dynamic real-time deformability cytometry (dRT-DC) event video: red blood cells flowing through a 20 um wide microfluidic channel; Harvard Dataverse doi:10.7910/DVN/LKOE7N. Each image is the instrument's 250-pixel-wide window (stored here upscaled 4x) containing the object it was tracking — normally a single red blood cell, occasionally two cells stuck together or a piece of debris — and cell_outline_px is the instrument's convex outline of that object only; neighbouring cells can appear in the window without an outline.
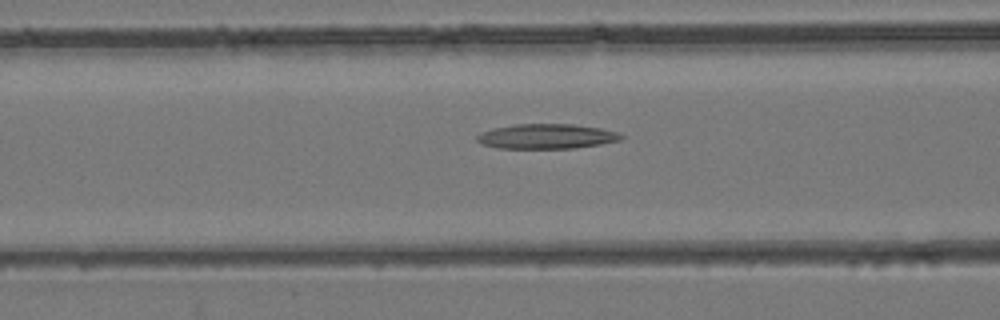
{"species": "common noctule bat (a hibernating species)", "species_latin": "Nyctalus noctula", "temperature_condition": "room temperature", "stored_images_in_passage": 44, "camera_frame_rate_fps": 3000, "um_per_image_px": 0.085, "animal": {"sex": "female", "body_mass_g": 24.6, "forearm_length_mm": 56.2}, "frame": {"image": 1, "passage_image": 18, "time_ms": 5.667, "image_size_px": [1000, 320], "cell_outline_px": [[624, 136], [620, 140], [600, 144], [572, 148], [500, 148], [484, 144], [476, 140], [476, 136], [480, 132], [492, 128], [516, 124], [572, 124], [600, 128], [616, 132]], "centroid_in_image_um": [46.43, 11.58], "position_along_channel_um": 120.2, "area_um2": 20.69}}
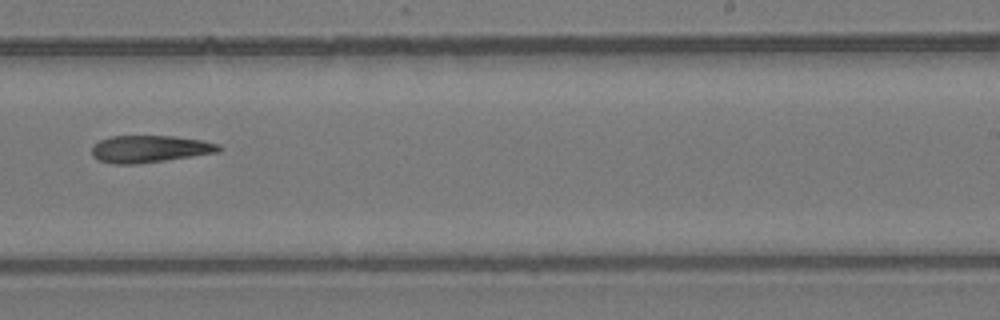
{"frame": {"image": 2, "passage_image": 28, "time_ms": 9.0, "image_size_px": [1000, 320], "cell_outline_px": [[220, 152], [136, 164], [112, 164], [100, 160], [92, 156], [92, 148], [100, 140], [108, 136], [172, 136], [200, 140], [220, 144]], "centroid_in_image_um": [12.71, 12.66], "position_along_channel_um": 276.3, "area_um2": 19.88}}
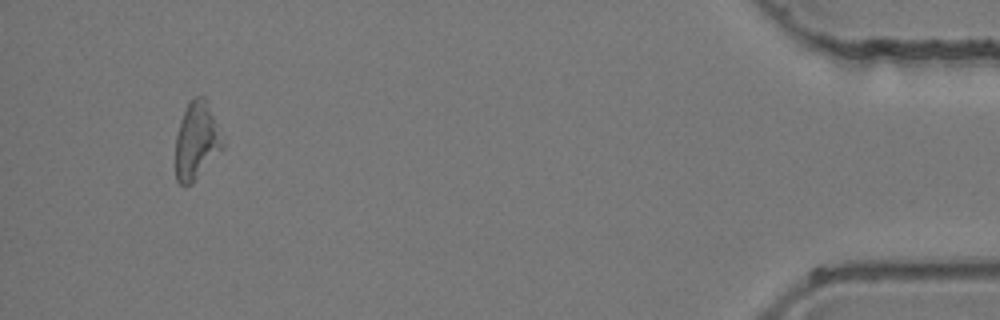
{"frame": {"image": 3, "passage_image": 42, "time_ms": 13.667, "image_size_px": [1000, 320], "cell_outline_px": [[224, 148], [196, 180], [192, 184], [184, 188], [176, 180], [176, 136], [180, 120], [192, 96], [204, 96], [224, 140]], "centroid_in_image_um": [16.7, 12.02], "position_along_channel_um": 418.5, "area_um2": 21.39}}